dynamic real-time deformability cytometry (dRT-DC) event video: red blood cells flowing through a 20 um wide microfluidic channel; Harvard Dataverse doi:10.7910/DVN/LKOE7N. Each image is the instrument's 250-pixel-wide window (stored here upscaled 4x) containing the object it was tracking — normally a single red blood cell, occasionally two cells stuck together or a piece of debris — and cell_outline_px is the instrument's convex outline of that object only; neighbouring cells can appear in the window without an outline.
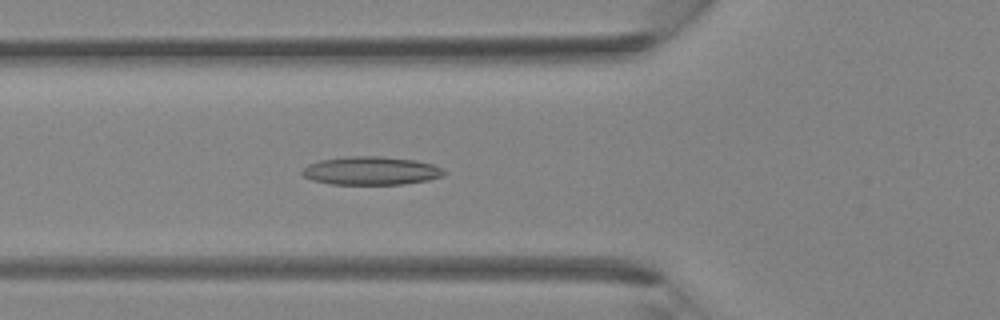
{"species": "Egyptian fruit bat (a non-hibernating species)", "species_latin": "Rousettus aegyptiacus", "temperature_condition": "room temperature", "stored_images_in_passage": 41, "camera_frame_rate_fps": 3000, "um_per_image_px": 0.085, "animal": {"sex": "female"}, "frame": {"image": 1, "passage_image": 15, "time_ms": 4.667, "image_size_px": [1000, 320], "cell_outline_px": [[448, 172], [444, 176], [428, 180], [404, 184], [332, 184], [312, 180], [304, 176], [300, 172], [308, 164], [320, 160], [348, 156], [380, 156], [416, 160], [432, 164]], "centroid_in_image_um": [31.55, 14.51], "position_along_channel_um": 94.2, "area_um2": 23.47}}
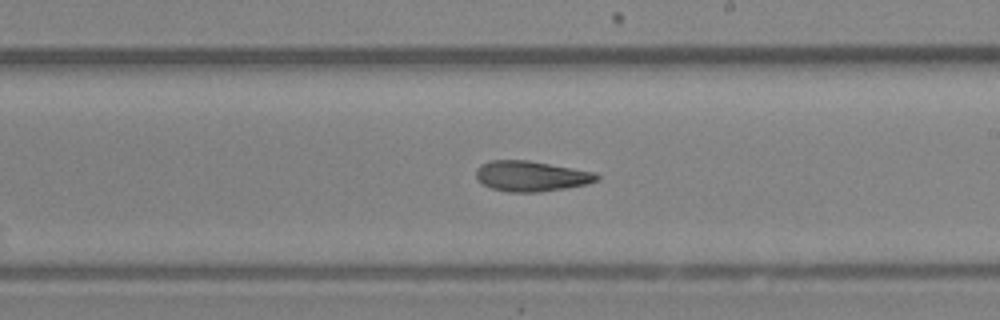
{"frame": {"image": 2, "passage_image": 24, "time_ms": 7.667, "image_size_px": [1000, 320], "cell_outline_px": [[600, 176], [596, 180], [588, 184], [540, 192], [508, 192], [492, 188], [484, 184], [476, 176], [476, 168], [480, 164], [492, 160], [528, 160], [596, 172]], "centroid_in_image_um": [45.16, 14.96], "position_along_channel_um": 243.8, "area_um2": 21.33}}
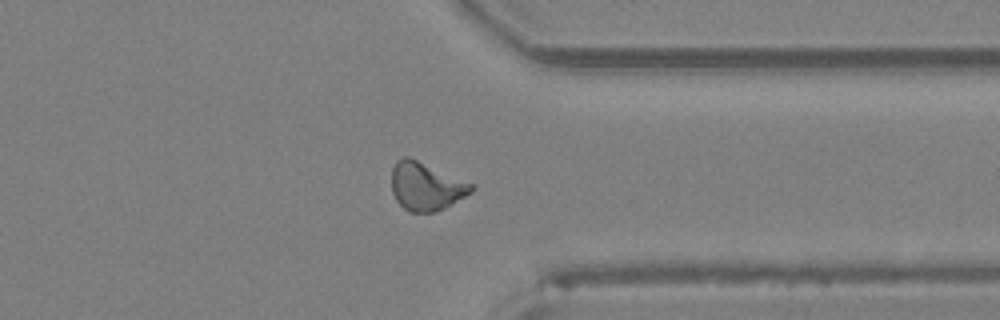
{"frame": {"image": 3, "passage_image": 32, "time_ms": 10.333, "image_size_px": [1000, 320], "cell_outline_px": [[476, 188], [472, 192], [444, 208], [432, 212], [408, 212], [396, 200], [392, 192], [392, 168], [396, 160], [404, 156], [408, 156], [476, 184]], "centroid_in_image_um": [36.23, 15.82], "position_along_channel_um": 375.2, "area_um2": 22.54}}